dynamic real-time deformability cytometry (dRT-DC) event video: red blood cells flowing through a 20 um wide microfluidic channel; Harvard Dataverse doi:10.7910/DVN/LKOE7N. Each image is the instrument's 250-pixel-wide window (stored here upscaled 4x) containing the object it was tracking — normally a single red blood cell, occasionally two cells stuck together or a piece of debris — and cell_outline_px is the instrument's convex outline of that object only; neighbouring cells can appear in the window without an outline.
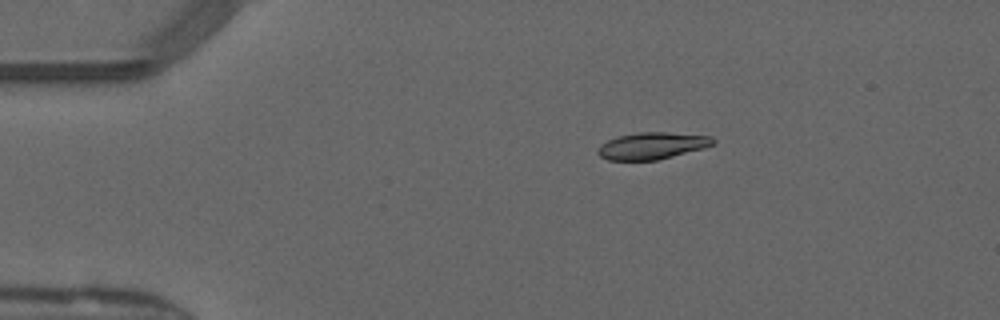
{"species": "common noctule bat (a hibernating species)", "species_latin": "Nyctalus noctula", "temperature_condition": "warm", "stored_images_in_passage": 43, "camera_frame_rate_fps": 3000, "um_per_image_px": 0.085, "animal": {"sex": "male", "forearm_length_mm": 52.5}, "frame": {"image": 1, "passage_image": 2, "time_ms": 0.333, "image_size_px": [1000, 320], "cell_outline_px": [[716, 140], [712, 144], [704, 148], [656, 160], [608, 160], [600, 156], [596, 152], [600, 144], [608, 140], [620, 136], [636, 132], [668, 132], [712, 136]], "centroid_in_image_um": [55.42, 12.38], "position_along_channel_um": 29.6, "area_um2": 17.98}}
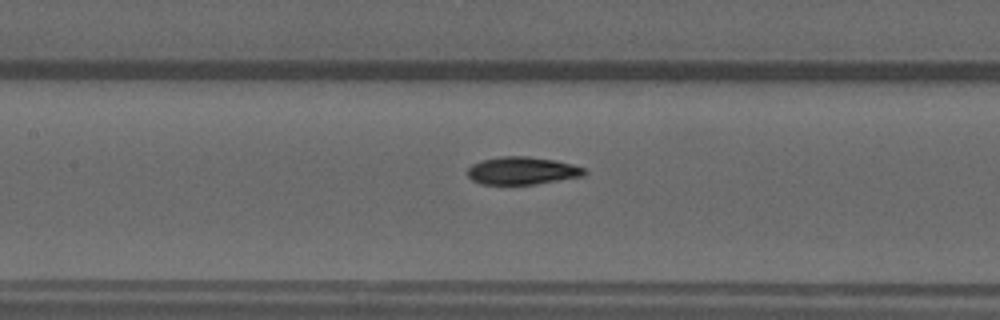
{"frame": {"image": 2, "passage_image": 16, "time_ms": 5.0, "image_size_px": [1000, 320], "cell_outline_px": [[588, 172], [584, 176], [536, 184], [480, 184], [472, 180], [468, 176], [468, 168], [472, 164], [484, 160], [500, 156], [528, 156], [556, 160], [572, 164], [584, 168]], "centroid_in_image_um": [44.41, 14.51], "position_along_channel_um": 163.0, "area_um2": 18.9}}
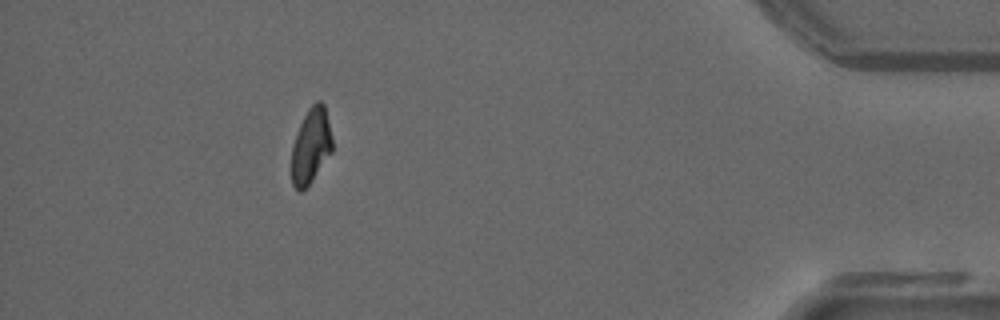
{"frame": {"image": 3, "passage_image": 38, "time_ms": 12.333, "image_size_px": [1000, 320], "cell_outline_px": [[332, 152], [312, 180], [300, 192], [292, 184], [292, 148], [300, 124], [308, 108], [316, 100], [320, 100], [324, 104], [332, 136]], "centroid_in_image_um": [26.44, 12.37], "position_along_channel_um": 408.8, "area_um2": 17.63}, "authors_computed_cell_mechanics": {"area_um2": 18.785, "velocity_mm_per_s": 4.1057, "shape_relaxation_time_tau1_ms": 7.4996, "shape_relaxation_time_tau2_ms": 2.4104, "deformation_change_tau1": 0.2292, "deformation_change_tau2": 0.0661}}